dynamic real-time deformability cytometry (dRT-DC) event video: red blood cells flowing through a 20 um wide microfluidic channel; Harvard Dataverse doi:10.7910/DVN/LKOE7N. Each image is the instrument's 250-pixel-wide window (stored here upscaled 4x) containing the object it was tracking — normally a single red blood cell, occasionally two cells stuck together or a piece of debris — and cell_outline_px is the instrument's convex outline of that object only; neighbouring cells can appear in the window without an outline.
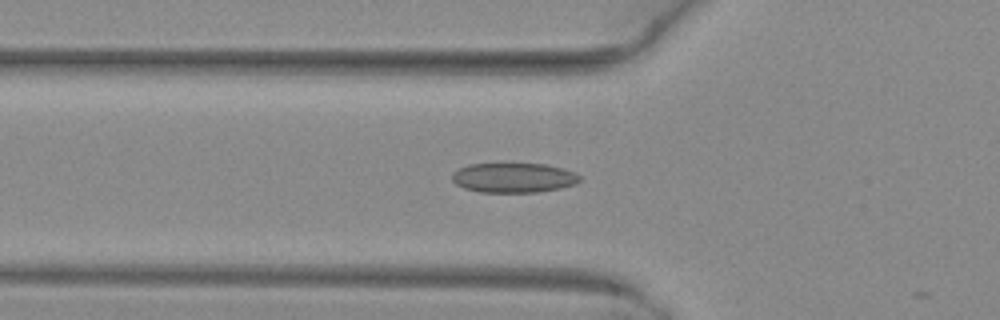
{"species": "common noctule bat (a hibernating species)", "species_latin": "Nyctalus noctula", "temperature_condition": "warm", "stored_images_in_passage": 20, "camera_frame_rate_fps": 3000, "um_per_image_px": 0.085, "animal": {"sex": "female", "body_mass_g": 29.2, "forearm_length_mm": 56.3}, "frame": {"image": 1, "passage_image": 19, "time_ms": 6.0, "image_size_px": [1000, 320], "cell_outline_px": [[580, 180], [576, 184], [560, 188], [540, 192], [480, 192], [464, 188], [456, 184], [452, 180], [452, 172], [468, 164], [544, 164], [564, 168], [576, 172], [580, 176]], "centroid_in_image_um": [43.67, 15.11], "position_along_channel_um": 82.1, "area_um2": 22.2}}